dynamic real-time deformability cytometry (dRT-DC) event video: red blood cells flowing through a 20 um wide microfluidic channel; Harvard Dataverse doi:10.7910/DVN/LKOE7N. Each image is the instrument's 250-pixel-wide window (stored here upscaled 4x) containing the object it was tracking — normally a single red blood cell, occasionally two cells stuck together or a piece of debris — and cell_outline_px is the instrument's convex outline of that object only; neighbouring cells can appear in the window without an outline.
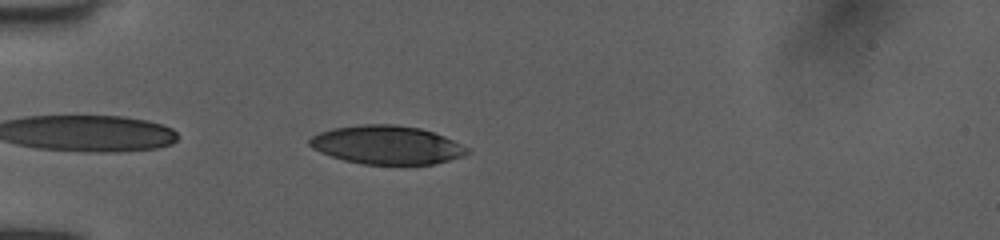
{"species": "human", "species_latin": "Homo sapiens", "temperature_condition": "room temperature", "stored_images_in_passage": 38, "camera_frame_rate_fps": 3000, "um_per_image_px": 0.085, "donor": {"sex": "female"}, "frame": {"image": 1, "passage_image": 2, "time_ms": 0.333, "image_size_px": [1000, 240], "cell_outline_px": [[468, 152], [464, 156], [432, 164], [364, 164], [344, 160], [320, 152], [312, 148], [308, 144], [308, 140], [312, 136], [320, 132], [332, 128], [364, 124], [396, 124], [420, 128], [444, 136], [468, 148]], "centroid_in_image_um": [32.85, 12.31], "position_along_channel_um": 52.2, "area_um2": 35.2}}
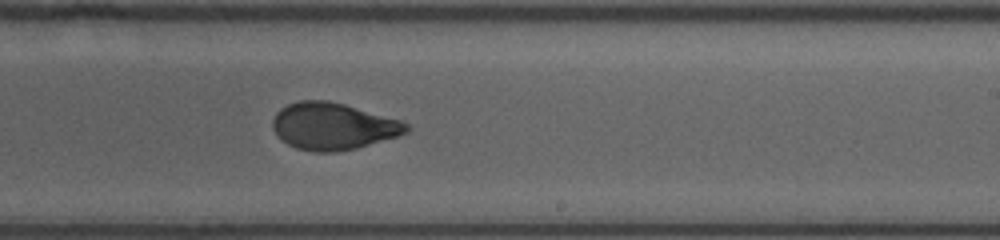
{"frame": {"image": 2, "passage_image": 19, "time_ms": 6.0, "image_size_px": [1000, 240], "cell_outline_px": [[408, 132], [400, 136], [356, 148], [336, 152], [316, 152], [296, 148], [288, 144], [276, 136], [272, 128], [272, 120], [276, 112], [280, 108], [288, 104], [300, 100], [328, 100], [344, 104], [400, 120], [408, 124]], "centroid_in_image_um": [28.28, 10.73], "position_along_channel_um": 260.7, "area_um2": 36.7}}
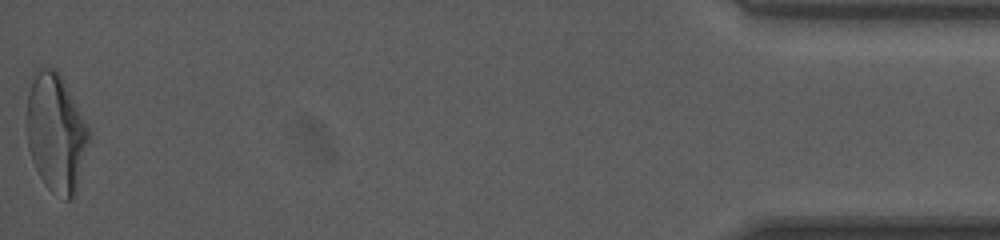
{"frame": {"image": 3, "passage_image": 38, "time_ms": 12.333, "image_size_px": [1000, 240], "cell_outline_px": [[88, 140], [76, 192], [72, 200], [64, 200], [52, 192], [44, 184], [32, 160], [28, 148], [28, 92], [32, 72], [36, 68], [56, 68], [60, 72], [88, 128]], "centroid_in_image_um": [4.73, 11.27], "position_along_channel_um": 430.5, "area_um2": 42.37}, "authors_computed_cell_mechanics": {"area_um2": 36.992, "velocity_mm_per_s": 4.0237, "shape_relaxation_time_tau1_ms": 4.4751, "shape_relaxation_time_tau2_ms": 1.0883, "deformation_change_tau1": 0.1965, "deformation_change_tau2": 0.0628}}